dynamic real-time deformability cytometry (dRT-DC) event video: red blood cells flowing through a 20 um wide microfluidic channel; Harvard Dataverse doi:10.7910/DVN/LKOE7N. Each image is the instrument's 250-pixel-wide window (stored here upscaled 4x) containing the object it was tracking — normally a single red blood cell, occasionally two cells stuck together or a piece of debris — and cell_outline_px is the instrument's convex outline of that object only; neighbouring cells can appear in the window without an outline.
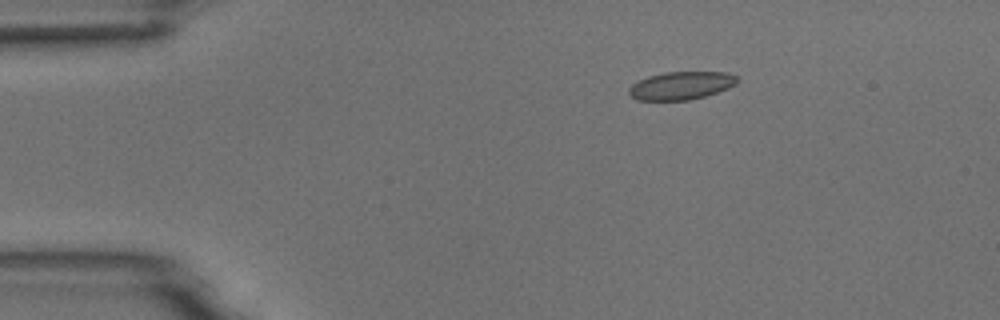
{"species": "common noctule bat (a hibernating species)", "species_latin": "Nyctalus noctula", "temperature_condition": "room temperature", "stored_images_in_passage": 4, "camera_frame_rate_fps": 3000, "um_per_image_px": 0.085, "animal": {"sex": "male", "body_mass_g": 18.8}, "frame": {"image": 1, "passage_image": 3, "time_ms": 2.333, "image_size_px": [1000, 320], "cell_outline_px": [[740, 80], [736, 84], [728, 88], [704, 96], [688, 100], [636, 100], [628, 92], [628, 88], [632, 84], [648, 76], [664, 72], [728, 72], [736, 76]], "centroid_in_image_um": [57.9, 7.27], "position_along_channel_um": 27.1, "area_um2": 17.63}}